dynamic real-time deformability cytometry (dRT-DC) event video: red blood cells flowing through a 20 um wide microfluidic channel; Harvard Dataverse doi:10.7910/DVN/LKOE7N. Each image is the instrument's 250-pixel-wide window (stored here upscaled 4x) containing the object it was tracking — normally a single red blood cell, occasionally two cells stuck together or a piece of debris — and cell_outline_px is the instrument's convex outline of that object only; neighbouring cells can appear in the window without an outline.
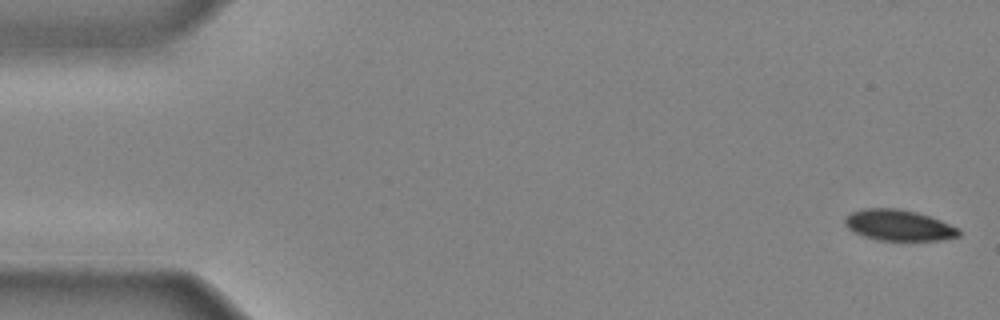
{"species": "common noctule bat (a hibernating species)", "species_latin": "Nyctalus noctula", "temperature_condition": "cold", "stored_images_in_passage": 43, "camera_frame_rate_fps": 3000, "um_per_image_px": 0.085, "animal": {"sex": "male", "body_mass_g": 20.4}, "frame": {"image": 1, "passage_image": 1, "time_ms": 0.0, "image_size_px": [1000, 320], "cell_outline_px": [[960, 236], [944, 240], [880, 240], [864, 236], [848, 228], [844, 224], [844, 220], [852, 212], [864, 208], [896, 208], [916, 212], [940, 220], [960, 228]], "centroid_in_image_um": [76.43, 19.15], "position_along_channel_um": 8.6, "area_um2": 20.4}}
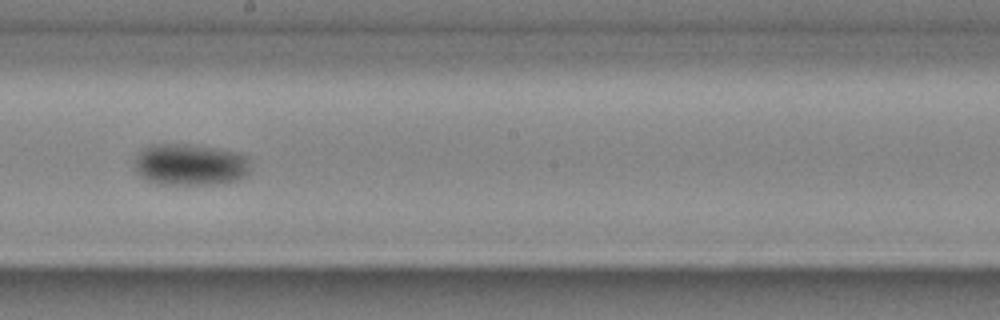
{"frame": {"image": 2, "passage_image": 25, "time_ms": 8.0, "image_size_px": [1000, 320], "cell_outline_px": [[248, 172], [240, 180], [216, 184], [156, 184], [140, 176], [136, 172], [132, 164], [140, 152], [144, 148], [156, 144], [188, 144], [236, 152], [248, 156]], "centroid_in_image_um": [16.13, 14.01], "position_along_channel_um": 232.1, "area_um2": 28.09}}
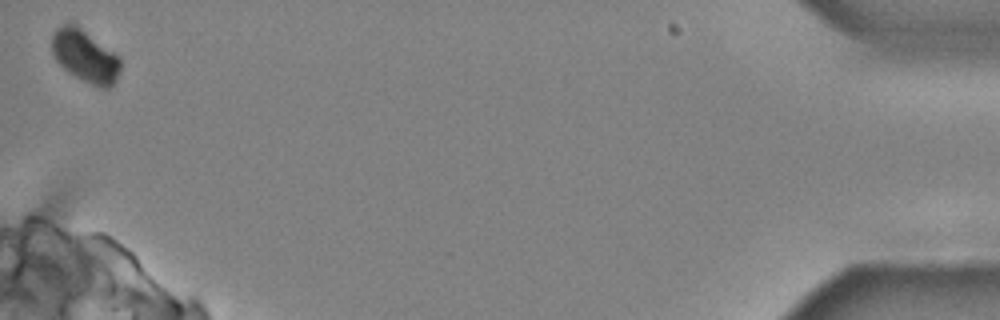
{"frame": {"image": 3, "passage_image": 43, "time_ms": 14.0, "image_size_px": [1000, 320], "cell_outline_px": [[120, 72], [116, 80], [108, 88], [100, 88], [68, 72], [52, 56], [52, 32], [60, 24], [72, 24], [80, 28], [120, 56]], "centroid_in_image_um": [7.22, 4.77], "position_along_channel_um": 428.0, "area_um2": 20.69}}